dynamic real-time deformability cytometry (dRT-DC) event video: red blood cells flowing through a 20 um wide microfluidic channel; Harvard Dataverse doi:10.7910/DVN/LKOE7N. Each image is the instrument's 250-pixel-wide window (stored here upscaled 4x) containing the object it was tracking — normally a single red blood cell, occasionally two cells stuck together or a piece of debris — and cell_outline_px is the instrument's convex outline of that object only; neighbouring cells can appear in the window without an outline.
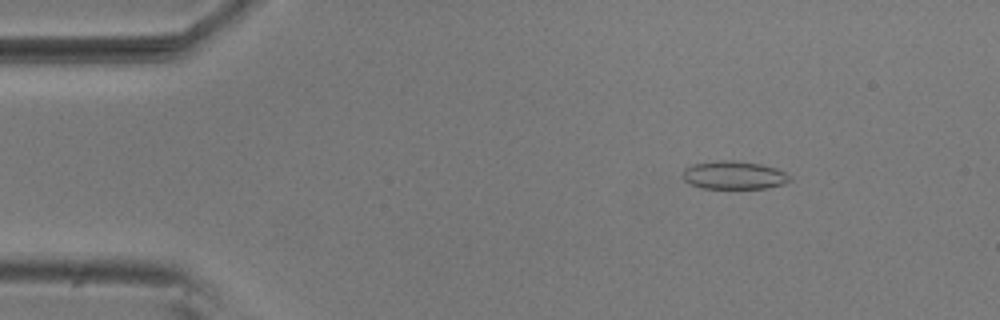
{"species": "common noctule bat (a hibernating species)", "species_latin": "Nyctalus noctula", "temperature_condition": "room temperature", "stored_images_in_passage": 6, "camera_frame_rate_fps": 3000, "um_per_image_px": 0.085, "animal": {"sex": "male", "body_mass_g": 20.5, "forearm_length_mm": 52.5}, "frame": {"image": 1, "passage_image": 3, "time_ms": 0.667, "image_size_px": [1000, 320], "cell_outline_px": [[792, 180], [784, 184], [768, 188], [700, 188], [684, 180], [680, 176], [684, 168], [692, 164], [716, 160], [732, 160], [760, 164], [776, 168], [792, 176]], "centroid_in_image_um": [62.37, 14.88], "position_along_channel_um": 22.6, "area_um2": 17.8}}